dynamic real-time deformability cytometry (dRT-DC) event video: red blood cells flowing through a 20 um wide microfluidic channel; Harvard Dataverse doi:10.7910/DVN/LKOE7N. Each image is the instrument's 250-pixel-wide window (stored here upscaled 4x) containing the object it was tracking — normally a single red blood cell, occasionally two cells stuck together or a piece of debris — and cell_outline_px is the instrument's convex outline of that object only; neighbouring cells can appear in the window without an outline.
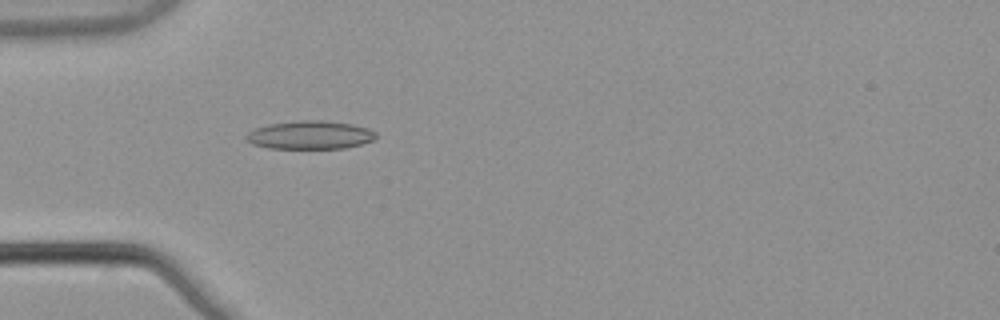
{"species": "common noctule bat (a hibernating species)", "species_latin": "Nyctalus noctula", "temperature_condition": "warm", "stored_images_in_passage": 3, "camera_frame_rate_fps": 3000, "um_per_image_px": 0.085, "animal": {"sex": "male", "body_mass_g": 21.5, "forearm_length_mm": 52.0}, "frame": {"image": 1, "passage_image": 3, "time_ms": 0.667, "image_size_px": [1000, 320], "cell_outline_px": [[376, 136], [372, 140], [360, 144], [344, 148], [268, 148], [252, 144], [244, 136], [248, 132], [256, 128], [268, 124], [300, 120], [320, 120], [352, 124], [368, 128], [376, 132]], "centroid_in_image_um": [26.34, 11.47], "position_along_channel_um": 58.7, "area_um2": 21.27}}